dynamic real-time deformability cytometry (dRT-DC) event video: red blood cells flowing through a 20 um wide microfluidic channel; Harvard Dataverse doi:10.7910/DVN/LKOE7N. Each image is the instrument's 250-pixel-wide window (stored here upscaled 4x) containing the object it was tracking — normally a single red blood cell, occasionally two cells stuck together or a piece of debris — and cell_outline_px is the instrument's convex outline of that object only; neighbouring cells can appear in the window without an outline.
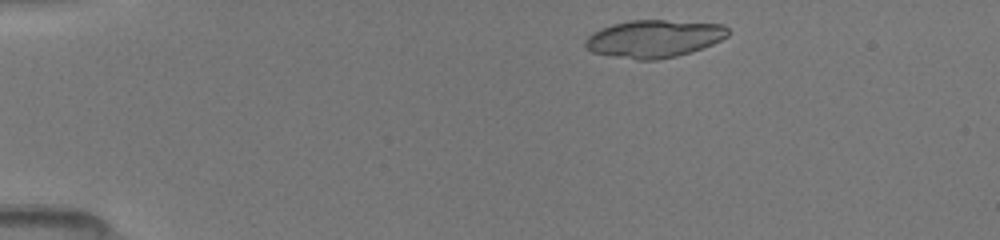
{"species": "common noctule bat (a hibernating species)", "species_latin": "Nyctalus noctula", "temperature_condition": "room temperature", "stored_images_in_passage": 10, "camera_frame_rate_fps": 3000, "um_per_image_px": 0.085, "animal": {"sex": "female", "body_mass_g": 19.5, "forearm_length_mm": 54.1}, "frame": {"image": 1, "passage_image": 2, "time_ms": 0.667, "image_size_px": [1000, 240], "cell_outline_px": [[732, 32], [728, 36], [712, 44], [676, 56], [656, 60], [636, 60], [612, 56], [592, 52], [584, 44], [584, 40], [592, 32], [600, 28], [612, 24], [628, 20], [664, 20], [724, 24]], "centroid_in_image_um": [55.58, 3.28], "position_along_channel_um": 29.4, "area_um2": 31.33}}